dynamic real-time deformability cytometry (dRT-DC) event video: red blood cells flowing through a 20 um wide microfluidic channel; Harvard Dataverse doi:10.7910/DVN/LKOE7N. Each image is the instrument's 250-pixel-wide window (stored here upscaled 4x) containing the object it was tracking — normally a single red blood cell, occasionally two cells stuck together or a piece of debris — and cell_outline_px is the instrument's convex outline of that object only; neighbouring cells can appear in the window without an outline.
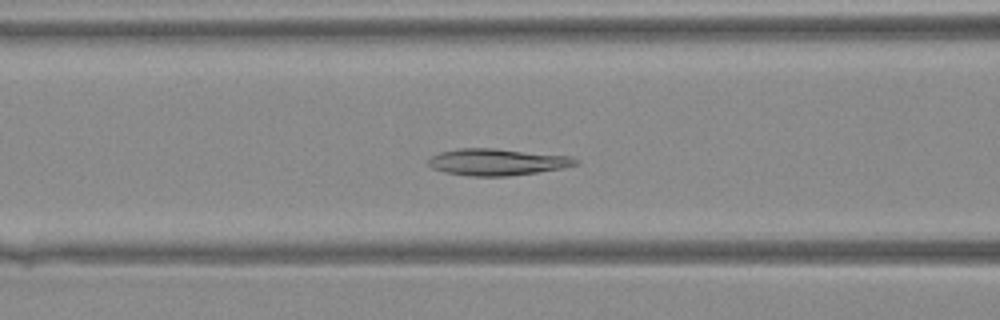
{"species": "Egyptian fruit bat (a non-hibernating species)", "species_latin": "Rousettus aegyptiacus", "temperature_condition": "warm", "stored_images_in_passage": 36, "camera_frame_rate_fps": 3000, "um_per_image_px": 0.085, "animal": {"sex": "female"}, "frame": {"image": 1, "passage_image": 11, "time_ms": 3.333, "image_size_px": [1000, 320], "cell_outline_px": [[580, 164], [564, 168], [508, 176], [468, 176], [444, 172], [432, 168], [428, 164], [428, 160], [432, 156], [440, 152], [456, 148], [496, 148], [568, 156], [580, 160]], "centroid_in_image_um": [42.26, 13.77], "position_along_channel_um": 124.3, "area_um2": 23.0}}
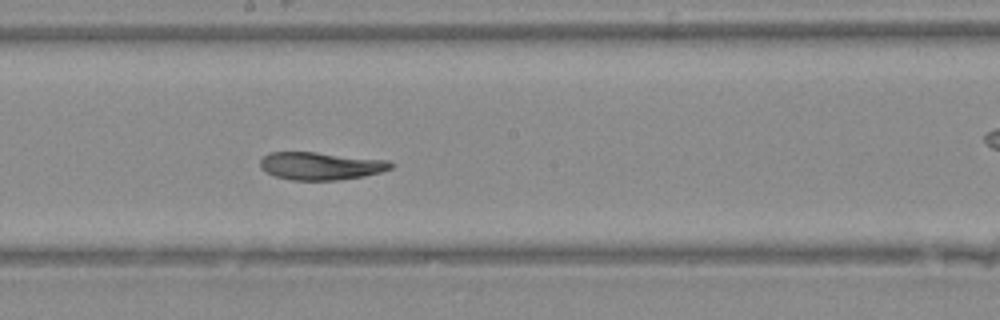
{"frame": {"image": 2, "passage_image": 17, "time_ms": 5.333, "image_size_px": [1000, 320], "cell_outline_px": [[396, 164], [392, 168], [380, 172], [364, 176], [336, 180], [292, 180], [276, 176], [264, 172], [260, 168], [260, 160], [268, 152], [316, 152], [388, 160]], "centroid_in_image_um": [27.26, 14.1], "position_along_channel_um": 220.9, "area_um2": 21.21}}
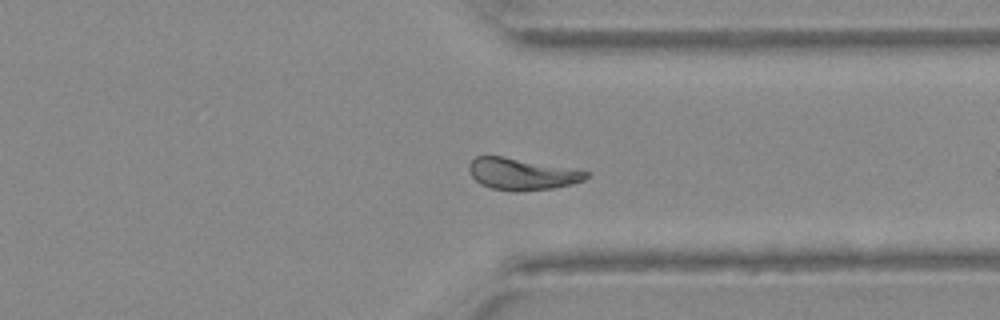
{"frame": {"image": 3, "passage_image": 26, "time_ms": 8.333, "image_size_px": [1000, 320], "cell_outline_px": [[588, 176], [584, 180], [572, 184], [552, 188], [516, 192], [512, 192], [492, 188], [480, 184], [472, 176], [468, 168], [468, 164], [476, 156], [500, 156], [588, 172]], "centroid_in_image_um": [44.29, 14.81], "position_along_channel_um": 367.1, "area_um2": 21.15}}